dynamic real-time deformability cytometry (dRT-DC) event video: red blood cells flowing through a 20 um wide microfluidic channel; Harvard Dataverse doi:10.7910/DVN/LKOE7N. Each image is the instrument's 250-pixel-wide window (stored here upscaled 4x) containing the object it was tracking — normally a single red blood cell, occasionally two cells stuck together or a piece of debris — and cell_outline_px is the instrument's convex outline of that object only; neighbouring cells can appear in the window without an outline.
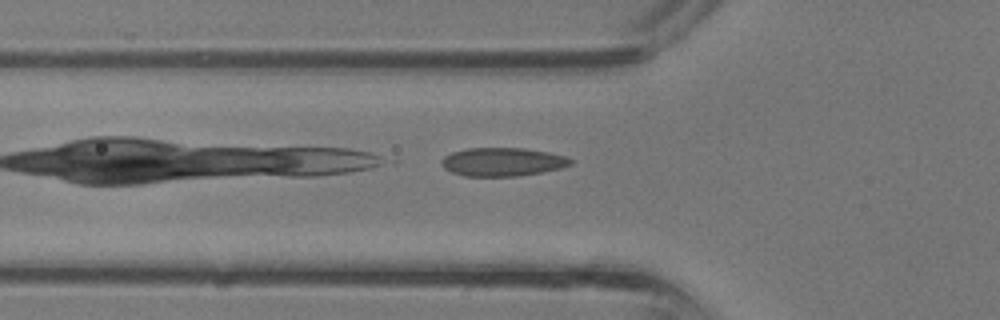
{"species": "common noctule bat (a hibernating species)", "species_latin": "Nyctalus noctula", "temperature_condition": "room temperature", "stored_images_in_passage": 19, "camera_frame_rate_fps": 3000, "um_per_image_px": 0.085, "animal": {"sex": "male", "body_mass_g": 13.3}, "frame": {"image": 1, "passage_image": 2, "time_ms": 0.333, "image_size_px": [1000, 320], "cell_outline_px": [[572, 164], [560, 168], [520, 176], [464, 176], [452, 172], [444, 168], [440, 164], [440, 160], [444, 156], [452, 152], [468, 148], [524, 148], [548, 152], [564, 156], [572, 160]], "centroid_in_image_um": [42.67, 13.76], "position_along_channel_um": 83.1, "area_um2": 21.39}}
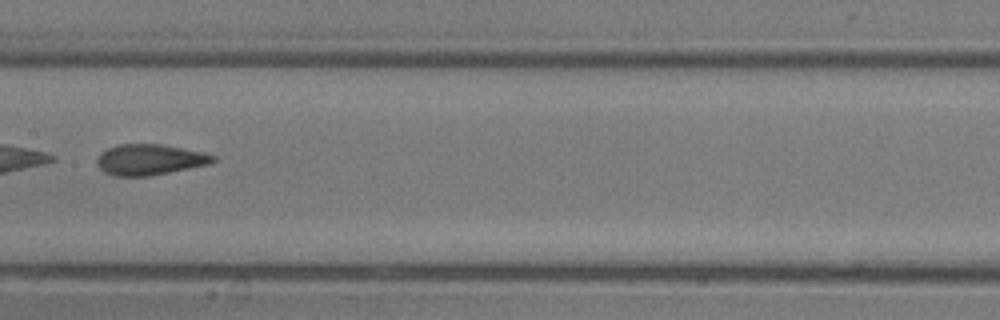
{"frame": {"image": 2, "passage_image": 8, "time_ms": 2.333, "image_size_px": [1000, 320], "cell_outline_px": [[216, 160], [208, 164], [148, 176], [112, 176], [104, 172], [100, 168], [96, 160], [108, 148], [120, 144], [160, 144], [204, 152], [216, 156]], "centroid_in_image_um": [12.73, 13.57], "position_along_channel_um": 194.7, "area_um2": 20.52}}
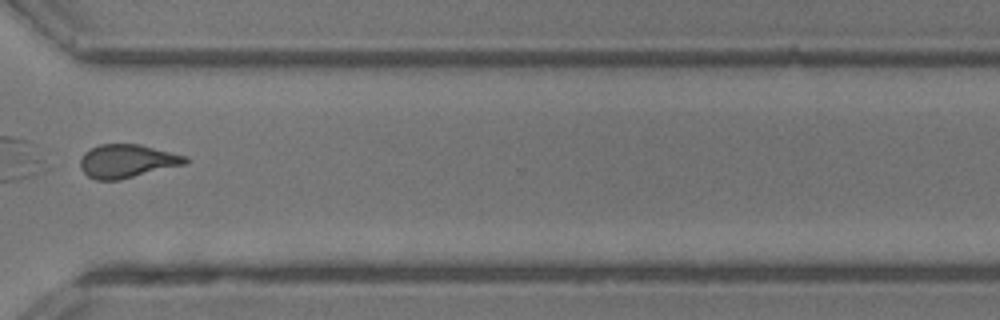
{"frame": {"image": 3, "passage_image": 17, "time_ms": 5.333, "image_size_px": [1000, 320], "cell_outline_px": [[188, 164], [120, 180], [96, 180], [88, 176], [80, 168], [80, 160], [84, 152], [100, 144], [140, 144], [188, 156]], "centroid_in_image_um": [10.84, 13.7], "position_along_channel_um": 359.8, "area_um2": 20.69}}